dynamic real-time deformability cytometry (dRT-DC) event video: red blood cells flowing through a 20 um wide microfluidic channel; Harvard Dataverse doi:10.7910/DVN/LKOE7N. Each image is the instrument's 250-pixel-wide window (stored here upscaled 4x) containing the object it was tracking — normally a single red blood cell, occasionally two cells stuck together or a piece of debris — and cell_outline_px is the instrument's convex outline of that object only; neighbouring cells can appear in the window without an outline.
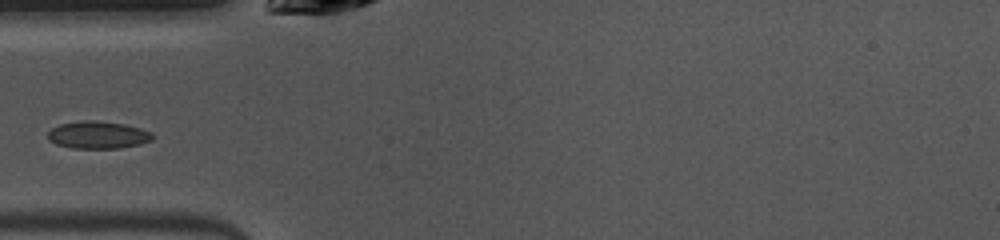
{"species": "common noctule bat (a hibernating species)", "species_latin": "Nyctalus noctula", "temperature_condition": "warm", "stored_images_in_passage": 36, "camera_frame_rate_fps": 3000, "um_per_image_px": 0.085, "animal": {"sex": "female", "body_mass_g": 10.0, "forearm_length_mm": 53.1}, "frame": {"image": 1, "passage_image": 1, "time_ms": 0.0, "image_size_px": [1000, 240], "cell_outline_px": [[156, 136], [152, 140], [140, 144], [120, 148], [72, 148], [56, 144], [48, 140], [48, 132], [52, 128], [60, 124], [84, 120], [92, 120], [124, 124], [140, 128], [152, 132]], "centroid_in_image_um": [8.35, 11.47], "position_along_channel_um": 76.7, "area_um2": 16.76}}
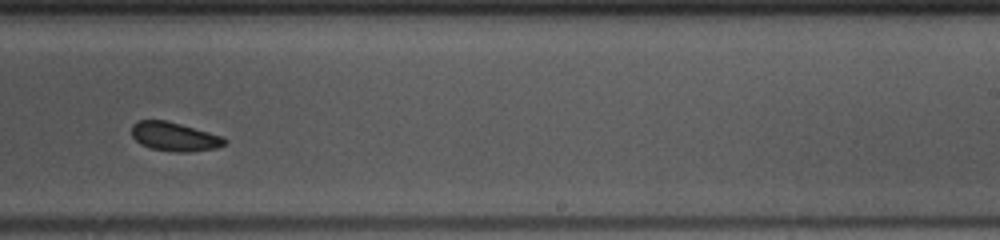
{"frame": {"image": 2, "passage_image": 16, "time_ms": 5.0, "image_size_px": [1000, 240], "cell_outline_px": [[228, 144], [216, 148], [192, 152], [172, 152], [152, 148], [140, 144], [132, 136], [132, 124], [136, 120], [168, 120], [224, 136], [228, 140]], "centroid_in_image_um": [14.87, 11.61], "position_along_channel_um": 274.1, "area_um2": 16.01}}
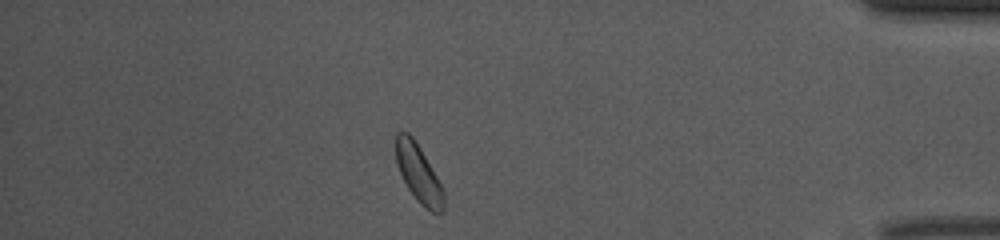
{"frame": {"image": 3, "passage_image": 29, "time_ms": 9.333, "image_size_px": [1000, 240], "cell_outline_px": [[444, 212], [432, 212], [420, 204], [416, 200], [408, 188], [400, 172], [396, 160], [396, 132], [408, 132], [412, 136], [420, 148], [444, 188]], "centroid_in_image_um": [35.6, 14.76], "position_along_channel_um": 399.6, "area_um2": 16.01}}